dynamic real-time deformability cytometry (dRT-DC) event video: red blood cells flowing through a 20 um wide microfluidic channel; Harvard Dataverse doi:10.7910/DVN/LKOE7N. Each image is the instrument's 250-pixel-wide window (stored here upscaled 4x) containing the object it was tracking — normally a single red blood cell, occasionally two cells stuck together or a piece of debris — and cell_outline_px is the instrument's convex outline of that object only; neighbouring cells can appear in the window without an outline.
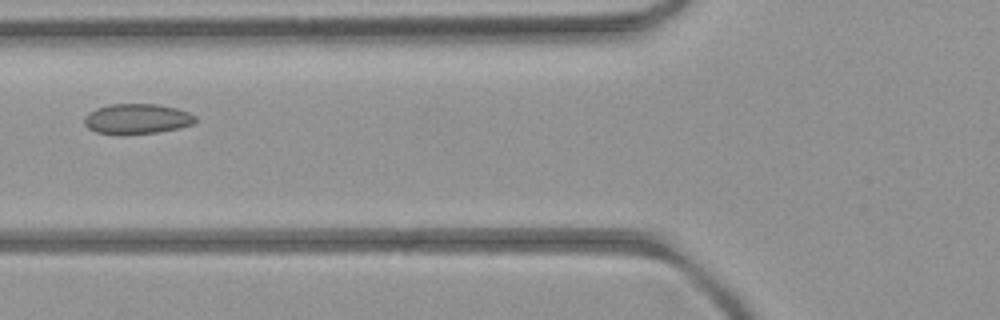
{"species": "common noctule bat (a hibernating species)", "species_latin": "Nyctalus noctula", "temperature_condition": "room temperature", "stored_images_in_passage": 3, "camera_frame_rate_fps": 3000, "um_per_image_px": 0.085, "animal": {"sex": "female", "body_mass_g": 21.9}, "frame": {"image": 1, "passage_image": 2, "time_ms": 1.0, "image_size_px": [1000, 320], "cell_outline_px": [[196, 120], [192, 124], [180, 128], [156, 132], [124, 136], [96, 132], [88, 128], [84, 124], [84, 116], [88, 112], [96, 108], [108, 104], [156, 104], [176, 108], [188, 112], [196, 116]], "centroid_in_image_um": [11.6, 10.12], "position_along_channel_um": 114.2, "area_um2": 19.88}}
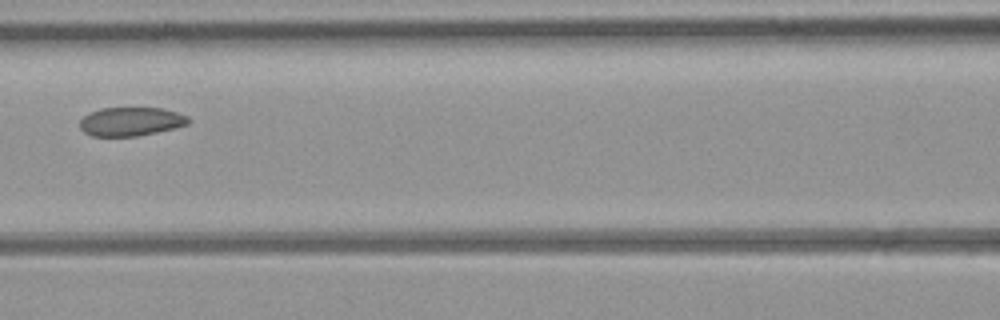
{"frame": {"image": 2, "passage_image": 3, "time_ms": 2.0, "image_size_px": [1000, 320], "cell_outline_px": [[192, 120], [188, 124], [176, 128], [136, 136], [92, 136], [84, 132], [80, 128], [80, 120], [88, 112], [100, 108], [164, 108], [188, 116]], "centroid_in_image_um": [11.13, 10.32], "position_along_channel_um": 155.5, "area_um2": 18.32}}